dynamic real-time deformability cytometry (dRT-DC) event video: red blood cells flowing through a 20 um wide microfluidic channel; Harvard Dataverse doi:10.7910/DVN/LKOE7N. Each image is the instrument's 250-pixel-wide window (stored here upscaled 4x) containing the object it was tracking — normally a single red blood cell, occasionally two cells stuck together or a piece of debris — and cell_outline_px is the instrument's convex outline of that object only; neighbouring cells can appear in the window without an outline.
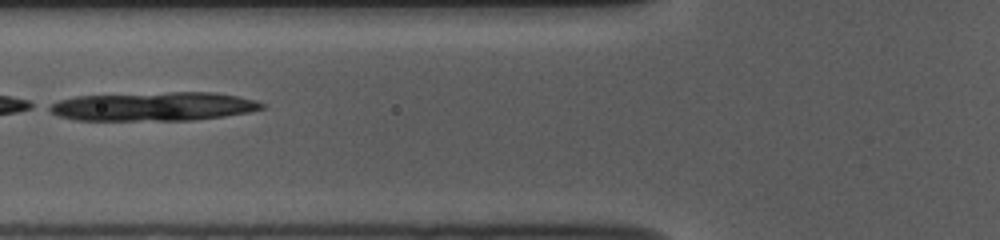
{"species": "common noctule bat (a hibernating species)", "species_latin": "Nyctalus noctula", "temperature_condition": "room temperature", "stored_images_in_passage": 18, "camera_frame_rate_fps": 3000, "um_per_image_px": 0.085, "animal": {"sex": "female", "body_mass_g": 10.0, "forearm_length_mm": 53.1}, "frame": {"image": 1, "passage_image": 6, "time_ms": 1.667, "image_size_px": [1000, 240], "cell_outline_px": [[264, 108], [244, 112], [220, 116], [184, 120], [80, 120], [60, 116], [52, 112], [52, 104], [64, 100], [80, 96], [176, 92], [204, 92], [236, 96], [252, 100], [264, 104]], "centroid_in_image_um": [13.06, 9.05], "position_along_channel_um": 112.7, "area_um2": 34.28}}